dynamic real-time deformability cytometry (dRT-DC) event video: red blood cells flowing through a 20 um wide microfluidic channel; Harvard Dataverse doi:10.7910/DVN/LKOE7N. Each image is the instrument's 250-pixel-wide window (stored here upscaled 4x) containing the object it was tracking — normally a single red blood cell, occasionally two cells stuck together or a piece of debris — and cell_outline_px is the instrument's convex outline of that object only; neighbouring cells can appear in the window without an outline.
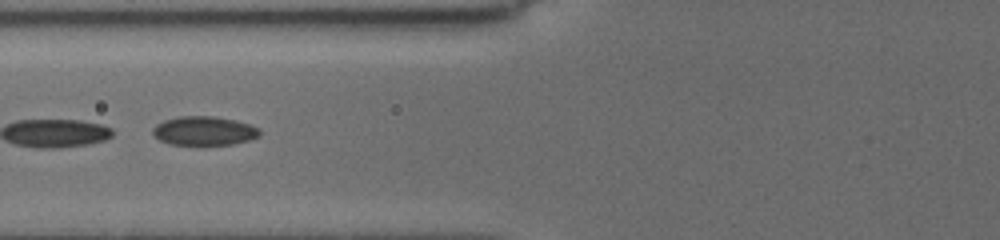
{"species": "common noctule bat (a hibernating species)", "species_latin": "Nyctalus noctula", "temperature_condition": "cold", "stored_images_in_passage": 41, "segment_of_instrument_passage": [2, 2], "camera_frame_rate_fps": 3000, "um_per_image_px": 0.085, "animal": {"sex": "female", "body_mass_g": 19.5, "forearm_length_mm": 54.1}, "frame": {"image": 1, "passage_image": 15, "time_ms": 8.0, "image_size_px": [1000, 240], "cell_outline_px": [[260, 136], [252, 140], [232, 144], [168, 144], [160, 140], [152, 132], [152, 128], [156, 124], [164, 120], [180, 116], [212, 116], [232, 120], [248, 124], [260, 128]], "centroid_in_image_um": [17.36, 11.12], "position_along_channel_um": 108.4, "area_um2": 17.92}}
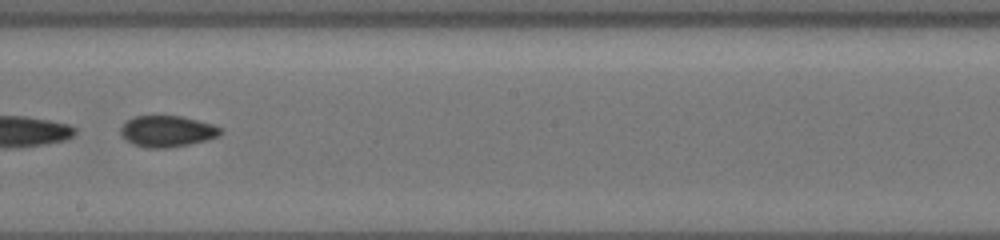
{"frame": {"image": 2, "passage_image": 21, "time_ms": 11.333, "image_size_px": [1000, 240], "cell_outline_px": [[224, 132], [220, 136], [208, 140], [188, 144], [164, 148], [144, 148], [132, 144], [120, 136], [120, 128], [128, 120], [136, 116], [180, 116], [212, 124], [224, 128]], "centroid_in_image_um": [14.23, 11.17], "position_along_channel_um": 234.0, "area_um2": 18.32}}
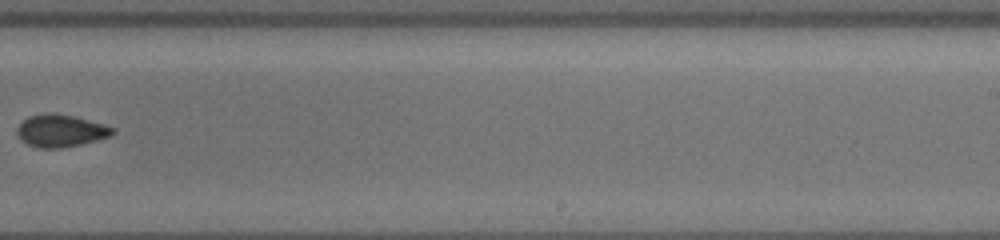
{"frame": {"image": 3, "passage_image": 23, "time_ms": 12.667, "image_size_px": [1000, 240], "cell_outline_px": [[116, 132], [112, 136], [80, 144], [60, 148], [40, 148], [28, 144], [20, 140], [16, 132], [16, 128], [28, 116], [76, 116], [104, 124], [116, 128]], "centroid_in_image_um": [5.21, 11.16], "position_along_channel_um": 283.8, "area_um2": 17.51}}